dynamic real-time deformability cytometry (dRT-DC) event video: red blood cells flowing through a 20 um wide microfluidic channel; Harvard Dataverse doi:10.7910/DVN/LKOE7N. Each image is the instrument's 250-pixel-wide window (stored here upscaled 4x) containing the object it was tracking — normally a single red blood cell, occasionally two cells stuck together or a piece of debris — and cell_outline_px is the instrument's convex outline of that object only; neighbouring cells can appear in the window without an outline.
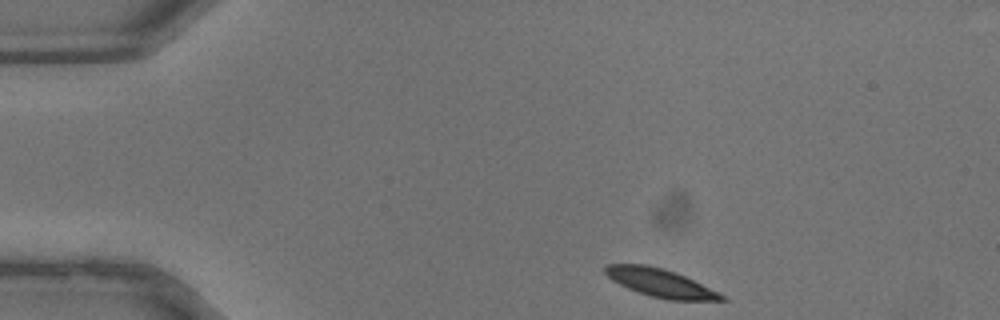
{"species": "common noctule bat (a hibernating species)", "species_latin": "Nyctalus noctula", "temperature_condition": "warm", "stored_images_in_passage": 32, "camera_frame_rate_fps": 3000, "um_per_image_px": 0.085, "animal": {"sex": "male", "body_mass_g": 13.3}, "frame": {"image": 1, "passage_image": 1, "time_ms": 0.0, "image_size_px": [1000, 320], "cell_outline_px": [[728, 300], [668, 300], [652, 296], [628, 288], [612, 280], [604, 272], [604, 268], [608, 264], [644, 264], [664, 268], [676, 272], [720, 292]], "centroid_in_image_um": [56.15, 24.03], "position_along_channel_um": 28.8, "area_um2": 18.96}}
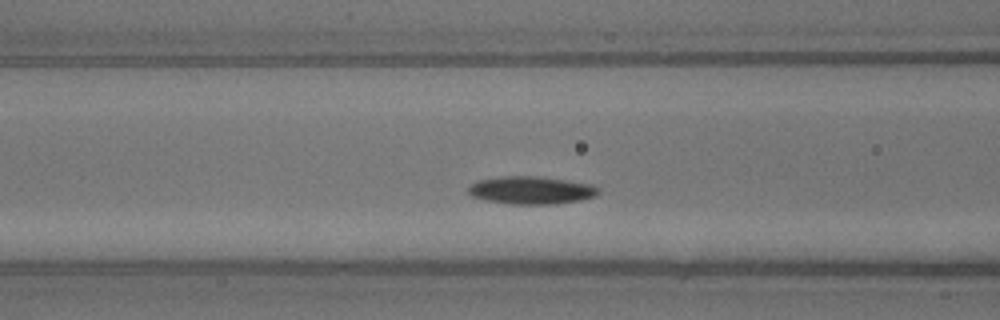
{"frame": {"image": 2, "passage_image": 10, "time_ms": 3.0, "image_size_px": [1000, 320], "cell_outline_px": [[600, 192], [596, 196], [580, 200], [556, 204], [512, 204], [484, 200], [472, 196], [468, 192], [468, 188], [476, 180], [500, 176], [540, 176], [568, 180], [592, 184], [600, 188]], "centroid_in_image_um": [45.17, 16.16], "position_along_channel_um": 121.4, "area_um2": 21.33}}
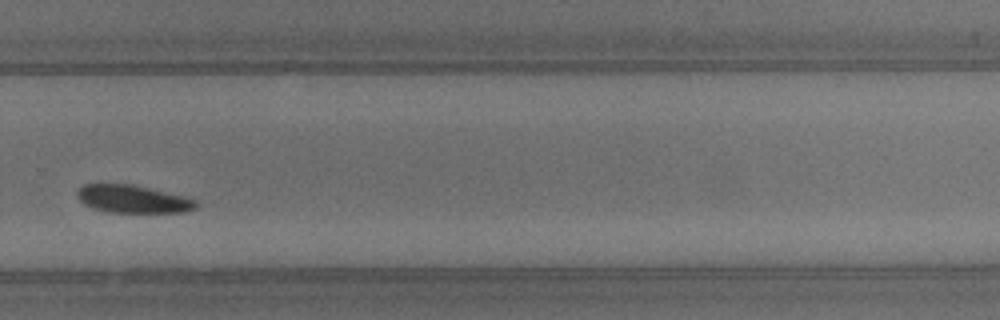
{"frame": {"image": 3, "passage_image": 21, "time_ms": 6.667, "image_size_px": [1000, 320], "cell_outline_px": [[200, 204], [196, 208], [184, 212], [108, 212], [92, 208], [84, 204], [76, 196], [76, 192], [84, 184], [132, 184], [196, 200]], "centroid_in_image_um": [11.26, 16.92], "position_along_channel_um": 318.5, "area_um2": 19.02}}